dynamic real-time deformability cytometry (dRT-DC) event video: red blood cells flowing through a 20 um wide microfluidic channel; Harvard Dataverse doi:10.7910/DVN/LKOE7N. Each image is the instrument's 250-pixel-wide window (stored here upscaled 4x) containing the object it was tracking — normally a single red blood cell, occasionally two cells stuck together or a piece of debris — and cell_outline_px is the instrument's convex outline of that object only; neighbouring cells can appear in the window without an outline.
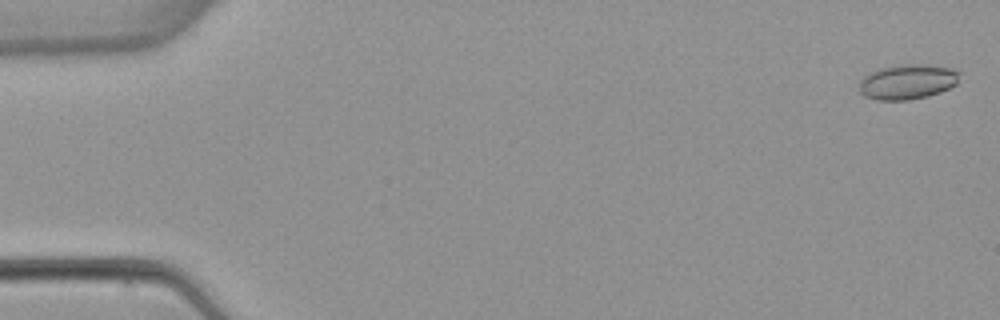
{"species": "common noctule bat (a hibernating species)", "species_latin": "Nyctalus noctula", "temperature_condition": "warm", "stored_images_in_passage": 5, "camera_frame_rate_fps": 3000, "um_per_image_px": 0.085, "animal": {"sex": "female", "body_mass_g": 22.7, "forearm_length_mm": 54.2}, "frame": {"image": 1, "passage_image": 1, "time_ms": 0.0, "image_size_px": [1000, 320], "cell_outline_px": [[960, 72], [956, 84], [940, 92], [928, 96], [908, 100], [876, 100], [864, 96], [860, 92], [860, 80], [868, 72], [880, 68], [900, 64], [928, 64], [952, 68]], "centroid_in_image_um": [77.12, 6.94], "position_along_channel_um": 7.9, "area_um2": 20.63}}